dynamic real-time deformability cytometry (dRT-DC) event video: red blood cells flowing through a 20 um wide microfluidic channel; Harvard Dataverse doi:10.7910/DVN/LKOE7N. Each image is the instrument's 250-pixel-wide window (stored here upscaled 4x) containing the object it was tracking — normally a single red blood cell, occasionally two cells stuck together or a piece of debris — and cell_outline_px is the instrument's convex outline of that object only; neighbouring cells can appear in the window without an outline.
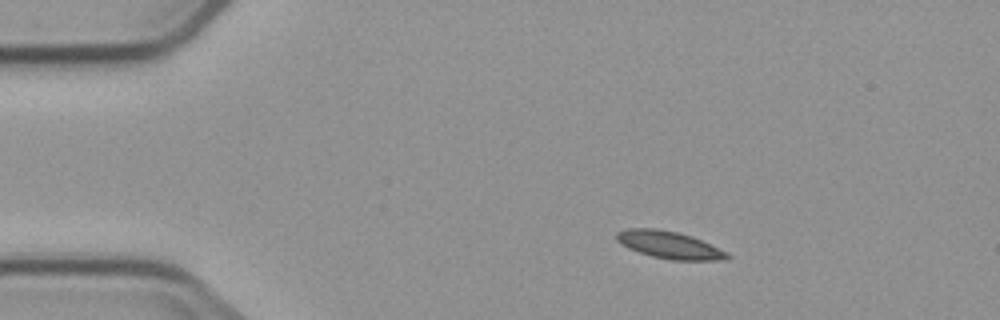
{"species": "common noctule bat (a hibernating species)", "species_latin": "Nyctalus noctula", "temperature_condition": "cold", "stored_images_in_passage": 5, "camera_frame_rate_fps": 3000, "um_per_image_px": 0.085, "animal": {"sex": "male", "body_mass_g": 23.1, "forearm_length_mm": 52.7}, "frame": {"image": 1, "passage_image": 3, "time_ms": 2.667, "image_size_px": [1000, 320], "cell_outline_px": [[732, 256], [728, 260], [672, 260], [652, 256], [628, 248], [620, 244], [616, 240], [616, 232], [628, 228], [656, 228], [676, 232], [692, 236], [728, 252]], "centroid_in_image_um": [56.9, 20.82], "position_along_channel_um": 28.1, "area_um2": 17.69}}
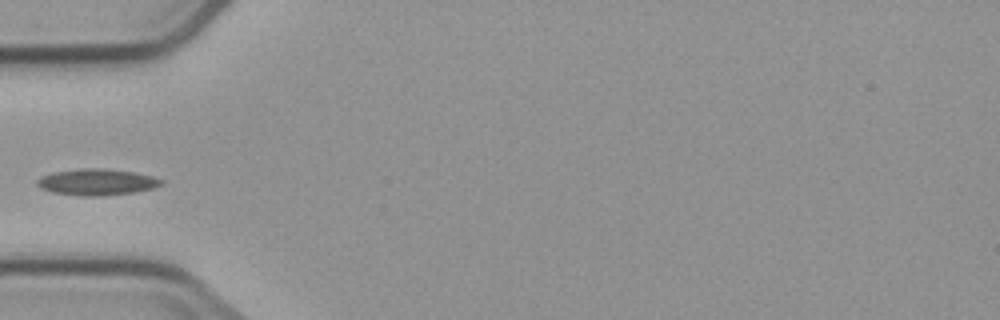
{"frame": {"image": 2, "passage_image": 5, "time_ms": 5.667, "image_size_px": [1000, 320], "cell_outline_px": [[164, 184], [152, 188], [132, 192], [104, 196], [80, 196], [52, 192], [40, 188], [36, 184], [36, 180], [40, 176], [52, 172], [80, 168], [104, 168], [132, 172], [152, 176], [164, 180]], "centroid_in_image_um": [8.19, 15.47], "position_along_channel_um": 76.8, "area_um2": 19.19}}